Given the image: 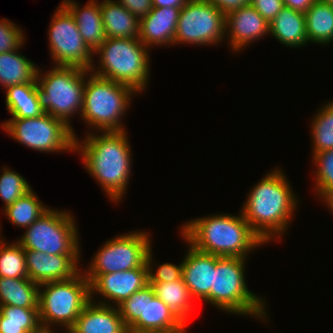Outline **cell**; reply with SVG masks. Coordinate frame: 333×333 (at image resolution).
Returning <instances> with one entry per match:
<instances>
[{
    "mask_svg": "<svg viewBox=\"0 0 333 333\" xmlns=\"http://www.w3.org/2000/svg\"><path fill=\"white\" fill-rule=\"evenodd\" d=\"M85 133L82 141L75 138V151L82 158L90 176L106 192L112 203L122 202L132 170V151L127 131ZM101 134V135H100Z\"/></svg>",
    "mask_w": 333,
    "mask_h": 333,
    "instance_id": "6da1fadb",
    "label": "cell"
},
{
    "mask_svg": "<svg viewBox=\"0 0 333 333\" xmlns=\"http://www.w3.org/2000/svg\"><path fill=\"white\" fill-rule=\"evenodd\" d=\"M284 171L274 168L254 184L242 209L252 230L267 243L281 240L294 218L299 200Z\"/></svg>",
    "mask_w": 333,
    "mask_h": 333,
    "instance_id": "7a4b0ae2",
    "label": "cell"
},
{
    "mask_svg": "<svg viewBox=\"0 0 333 333\" xmlns=\"http://www.w3.org/2000/svg\"><path fill=\"white\" fill-rule=\"evenodd\" d=\"M184 223L179 231L183 240L203 253L249 258L250 252L265 244L252 230L242 212L237 215L210 214Z\"/></svg>",
    "mask_w": 333,
    "mask_h": 333,
    "instance_id": "3957f363",
    "label": "cell"
},
{
    "mask_svg": "<svg viewBox=\"0 0 333 333\" xmlns=\"http://www.w3.org/2000/svg\"><path fill=\"white\" fill-rule=\"evenodd\" d=\"M246 259L249 258L216 256L213 287L204 302H209L224 313L250 316L268 323V304L263 297L251 292L246 284Z\"/></svg>",
    "mask_w": 333,
    "mask_h": 333,
    "instance_id": "277c9868",
    "label": "cell"
},
{
    "mask_svg": "<svg viewBox=\"0 0 333 333\" xmlns=\"http://www.w3.org/2000/svg\"><path fill=\"white\" fill-rule=\"evenodd\" d=\"M150 50L139 38H106L93 53L99 58L98 65L93 63L89 71L128 85L140 95L149 86Z\"/></svg>",
    "mask_w": 333,
    "mask_h": 333,
    "instance_id": "5b68a950",
    "label": "cell"
},
{
    "mask_svg": "<svg viewBox=\"0 0 333 333\" xmlns=\"http://www.w3.org/2000/svg\"><path fill=\"white\" fill-rule=\"evenodd\" d=\"M136 93L138 92L128 85L99 77L89 71L86 74L80 119L84 120L86 127L92 128L91 132L126 130L122 118Z\"/></svg>",
    "mask_w": 333,
    "mask_h": 333,
    "instance_id": "8992f818",
    "label": "cell"
},
{
    "mask_svg": "<svg viewBox=\"0 0 333 333\" xmlns=\"http://www.w3.org/2000/svg\"><path fill=\"white\" fill-rule=\"evenodd\" d=\"M88 72L75 66H53L45 74L38 67L36 74V93L41 108L71 127L75 138L70 118L75 113L81 115Z\"/></svg>",
    "mask_w": 333,
    "mask_h": 333,
    "instance_id": "52a82bcc",
    "label": "cell"
},
{
    "mask_svg": "<svg viewBox=\"0 0 333 333\" xmlns=\"http://www.w3.org/2000/svg\"><path fill=\"white\" fill-rule=\"evenodd\" d=\"M90 301V282L82 271L69 280L41 284L38 310L44 332H52L53 326L70 329Z\"/></svg>",
    "mask_w": 333,
    "mask_h": 333,
    "instance_id": "ba28073f",
    "label": "cell"
},
{
    "mask_svg": "<svg viewBox=\"0 0 333 333\" xmlns=\"http://www.w3.org/2000/svg\"><path fill=\"white\" fill-rule=\"evenodd\" d=\"M67 210L49 208L17 242L24 250L49 255H80L79 232L74 216Z\"/></svg>",
    "mask_w": 333,
    "mask_h": 333,
    "instance_id": "9c48e42d",
    "label": "cell"
},
{
    "mask_svg": "<svg viewBox=\"0 0 333 333\" xmlns=\"http://www.w3.org/2000/svg\"><path fill=\"white\" fill-rule=\"evenodd\" d=\"M1 128L15 142L39 152H74L75 136L72 128L61 119L44 113L33 118H10Z\"/></svg>",
    "mask_w": 333,
    "mask_h": 333,
    "instance_id": "30bf717a",
    "label": "cell"
},
{
    "mask_svg": "<svg viewBox=\"0 0 333 333\" xmlns=\"http://www.w3.org/2000/svg\"><path fill=\"white\" fill-rule=\"evenodd\" d=\"M226 15L207 0H188L180 9L174 45H217L225 40Z\"/></svg>",
    "mask_w": 333,
    "mask_h": 333,
    "instance_id": "8fae6325",
    "label": "cell"
},
{
    "mask_svg": "<svg viewBox=\"0 0 333 333\" xmlns=\"http://www.w3.org/2000/svg\"><path fill=\"white\" fill-rule=\"evenodd\" d=\"M148 231H131L107 240L89 262L83 274H107L138 268L146 263L152 248ZM86 270V271H85Z\"/></svg>",
    "mask_w": 333,
    "mask_h": 333,
    "instance_id": "7c38bea8",
    "label": "cell"
},
{
    "mask_svg": "<svg viewBox=\"0 0 333 333\" xmlns=\"http://www.w3.org/2000/svg\"><path fill=\"white\" fill-rule=\"evenodd\" d=\"M49 51L53 66H75L90 70L93 52L78 31L74 17L60 3L53 13L48 29Z\"/></svg>",
    "mask_w": 333,
    "mask_h": 333,
    "instance_id": "4fadbf2b",
    "label": "cell"
},
{
    "mask_svg": "<svg viewBox=\"0 0 333 333\" xmlns=\"http://www.w3.org/2000/svg\"><path fill=\"white\" fill-rule=\"evenodd\" d=\"M84 276L90 282L91 301L114 307L128 299L134 292L148 285L147 263L126 271L107 274H84ZM97 294L105 300H97L96 302L94 295L97 296Z\"/></svg>",
    "mask_w": 333,
    "mask_h": 333,
    "instance_id": "5bb4252c",
    "label": "cell"
},
{
    "mask_svg": "<svg viewBox=\"0 0 333 333\" xmlns=\"http://www.w3.org/2000/svg\"><path fill=\"white\" fill-rule=\"evenodd\" d=\"M225 41L232 52H241L250 43L269 34L270 24L250 4L226 14ZM228 35V36H227ZM255 41V42H254Z\"/></svg>",
    "mask_w": 333,
    "mask_h": 333,
    "instance_id": "9a60e30c",
    "label": "cell"
},
{
    "mask_svg": "<svg viewBox=\"0 0 333 333\" xmlns=\"http://www.w3.org/2000/svg\"><path fill=\"white\" fill-rule=\"evenodd\" d=\"M28 278L36 284L69 280L81 270V255H49L24 250Z\"/></svg>",
    "mask_w": 333,
    "mask_h": 333,
    "instance_id": "2e32d148",
    "label": "cell"
},
{
    "mask_svg": "<svg viewBox=\"0 0 333 333\" xmlns=\"http://www.w3.org/2000/svg\"><path fill=\"white\" fill-rule=\"evenodd\" d=\"M188 245L182 261V278L191 297L204 301L213 287V271L216 269V256L203 253Z\"/></svg>",
    "mask_w": 333,
    "mask_h": 333,
    "instance_id": "e0dca14e",
    "label": "cell"
},
{
    "mask_svg": "<svg viewBox=\"0 0 333 333\" xmlns=\"http://www.w3.org/2000/svg\"><path fill=\"white\" fill-rule=\"evenodd\" d=\"M180 8L153 7L139 26V40L149 49L154 46H173ZM154 45V46H153Z\"/></svg>",
    "mask_w": 333,
    "mask_h": 333,
    "instance_id": "ac0fdd59",
    "label": "cell"
},
{
    "mask_svg": "<svg viewBox=\"0 0 333 333\" xmlns=\"http://www.w3.org/2000/svg\"><path fill=\"white\" fill-rule=\"evenodd\" d=\"M74 333H129L117 307L90 301L73 326Z\"/></svg>",
    "mask_w": 333,
    "mask_h": 333,
    "instance_id": "d6986e66",
    "label": "cell"
},
{
    "mask_svg": "<svg viewBox=\"0 0 333 333\" xmlns=\"http://www.w3.org/2000/svg\"><path fill=\"white\" fill-rule=\"evenodd\" d=\"M61 4L74 17L80 35L94 53L107 38L99 1L89 0L84 7H80L74 0H62Z\"/></svg>",
    "mask_w": 333,
    "mask_h": 333,
    "instance_id": "ffe728a7",
    "label": "cell"
},
{
    "mask_svg": "<svg viewBox=\"0 0 333 333\" xmlns=\"http://www.w3.org/2000/svg\"><path fill=\"white\" fill-rule=\"evenodd\" d=\"M186 326L157 296L146 297L145 319H138L129 333H187Z\"/></svg>",
    "mask_w": 333,
    "mask_h": 333,
    "instance_id": "44dd1931",
    "label": "cell"
},
{
    "mask_svg": "<svg viewBox=\"0 0 333 333\" xmlns=\"http://www.w3.org/2000/svg\"><path fill=\"white\" fill-rule=\"evenodd\" d=\"M269 34L286 47L303 48L309 43L305 13L284 7L271 21Z\"/></svg>",
    "mask_w": 333,
    "mask_h": 333,
    "instance_id": "7402d4cb",
    "label": "cell"
},
{
    "mask_svg": "<svg viewBox=\"0 0 333 333\" xmlns=\"http://www.w3.org/2000/svg\"><path fill=\"white\" fill-rule=\"evenodd\" d=\"M107 38H139L140 20L116 0L99 1Z\"/></svg>",
    "mask_w": 333,
    "mask_h": 333,
    "instance_id": "603a6c76",
    "label": "cell"
},
{
    "mask_svg": "<svg viewBox=\"0 0 333 333\" xmlns=\"http://www.w3.org/2000/svg\"><path fill=\"white\" fill-rule=\"evenodd\" d=\"M18 50L0 54V85L4 90L10 86L32 83L36 79L39 66Z\"/></svg>",
    "mask_w": 333,
    "mask_h": 333,
    "instance_id": "cb8c5ba5",
    "label": "cell"
},
{
    "mask_svg": "<svg viewBox=\"0 0 333 333\" xmlns=\"http://www.w3.org/2000/svg\"><path fill=\"white\" fill-rule=\"evenodd\" d=\"M36 79L32 83L5 89V104L11 118H33L44 114L36 93Z\"/></svg>",
    "mask_w": 333,
    "mask_h": 333,
    "instance_id": "d4e9b609",
    "label": "cell"
},
{
    "mask_svg": "<svg viewBox=\"0 0 333 333\" xmlns=\"http://www.w3.org/2000/svg\"><path fill=\"white\" fill-rule=\"evenodd\" d=\"M154 294L161 299L175 315L187 326L193 311V298L184 283L183 278L173 282L148 283Z\"/></svg>",
    "mask_w": 333,
    "mask_h": 333,
    "instance_id": "484cf974",
    "label": "cell"
},
{
    "mask_svg": "<svg viewBox=\"0 0 333 333\" xmlns=\"http://www.w3.org/2000/svg\"><path fill=\"white\" fill-rule=\"evenodd\" d=\"M39 287L29 278L0 277V306L38 308Z\"/></svg>",
    "mask_w": 333,
    "mask_h": 333,
    "instance_id": "4316f807",
    "label": "cell"
},
{
    "mask_svg": "<svg viewBox=\"0 0 333 333\" xmlns=\"http://www.w3.org/2000/svg\"><path fill=\"white\" fill-rule=\"evenodd\" d=\"M308 41L326 45L333 42V6L316 0L305 13Z\"/></svg>",
    "mask_w": 333,
    "mask_h": 333,
    "instance_id": "83f0119b",
    "label": "cell"
},
{
    "mask_svg": "<svg viewBox=\"0 0 333 333\" xmlns=\"http://www.w3.org/2000/svg\"><path fill=\"white\" fill-rule=\"evenodd\" d=\"M0 333H45L38 308L0 306Z\"/></svg>",
    "mask_w": 333,
    "mask_h": 333,
    "instance_id": "f1b7e54d",
    "label": "cell"
},
{
    "mask_svg": "<svg viewBox=\"0 0 333 333\" xmlns=\"http://www.w3.org/2000/svg\"><path fill=\"white\" fill-rule=\"evenodd\" d=\"M49 207L39 200L36 193L31 189L13 204L3 208V215L18 228L31 226Z\"/></svg>",
    "mask_w": 333,
    "mask_h": 333,
    "instance_id": "f546056e",
    "label": "cell"
},
{
    "mask_svg": "<svg viewBox=\"0 0 333 333\" xmlns=\"http://www.w3.org/2000/svg\"><path fill=\"white\" fill-rule=\"evenodd\" d=\"M312 156L315 153L333 149V99L323 104L312 117Z\"/></svg>",
    "mask_w": 333,
    "mask_h": 333,
    "instance_id": "4dcf8cb0",
    "label": "cell"
},
{
    "mask_svg": "<svg viewBox=\"0 0 333 333\" xmlns=\"http://www.w3.org/2000/svg\"><path fill=\"white\" fill-rule=\"evenodd\" d=\"M0 240V277L28 278L26 258L23 247L15 242Z\"/></svg>",
    "mask_w": 333,
    "mask_h": 333,
    "instance_id": "1f68e13d",
    "label": "cell"
},
{
    "mask_svg": "<svg viewBox=\"0 0 333 333\" xmlns=\"http://www.w3.org/2000/svg\"><path fill=\"white\" fill-rule=\"evenodd\" d=\"M6 167H2L0 175V199L4 202V208L13 204L32 188L21 174Z\"/></svg>",
    "mask_w": 333,
    "mask_h": 333,
    "instance_id": "d6a6232c",
    "label": "cell"
},
{
    "mask_svg": "<svg viewBox=\"0 0 333 333\" xmlns=\"http://www.w3.org/2000/svg\"><path fill=\"white\" fill-rule=\"evenodd\" d=\"M312 163L316 170L315 175V195L321 199L328 191L333 190V149L315 153ZM316 173V174H315Z\"/></svg>",
    "mask_w": 333,
    "mask_h": 333,
    "instance_id": "836d02e7",
    "label": "cell"
},
{
    "mask_svg": "<svg viewBox=\"0 0 333 333\" xmlns=\"http://www.w3.org/2000/svg\"><path fill=\"white\" fill-rule=\"evenodd\" d=\"M150 284L134 292L117 306L124 324L129 329L138 319H145L146 297H155Z\"/></svg>",
    "mask_w": 333,
    "mask_h": 333,
    "instance_id": "e575fe53",
    "label": "cell"
},
{
    "mask_svg": "<svg viewBox=\"0 0 333 333\" xmlns=\"http://www.w3.org/2000/svg\"><path fill=\"white\" fill-rule=\"evenodd\" d=\"M152 251L153 249L151 248L146 259L148 268V283L173 282L182 277V263L177 265L169 262L162 263L161 265L154 264ZM155 265H157V269L154 268Z\"/></svg>",
    "mask_w": 333,
    "mask_h": 333,
    "instance_id": "d590c367",
    "label": "cell"
},
{
    "mask_svg": "<svg viewBox=\"0 0 333 333\" xmlns=\"http://www.w3.org/2000/svg\"><path fill=\"white\" fill-rule=\"evenodd\" d=\"M21 27L8 18L0 19V54L3 52L22 49L26 36Z\"/></svg>",
    "mask_w": 333,
    "mask_h": 333,
    "instance_id": "8d00e7d4",
    "label": "cell"
},
{
    "mask_svg": "<svg viewBox=\"0 0 333 333\" xmlns=\"http://www.w3.org/2000/svg\"><path fill=\"white\" fill-rule=\"evenodd\" d=\"M249 4L270 24L284 8L283 0H250Z\"/></svg>",
    "mask_w": 333,
    "mask_h": 333,
    "instance_id": "74e56055",
    "label": "cell"
},
{
    "mask_svg": "<svg viewBox=\"0 0 333 333\" xmlns=\"http://www.w3.org/2000/svg\"><path fill=\"white\" fill-rule=\"evenodd\" d=\"M139 20L145 17L153 8L152 0H116Z\"/></svg>",
    "mask_w": 333,
    "mask_h": 333,
    "instance_id": "f35d334b",
    "label": "cell"
},
{
    "mask_svg": "<svg viewBox=\"0 0 333 333\" xmlns=\"http://www.w3.org/2000/svg\"><path fill=\"white\" fill-rule=\"evenodd\" d=\"M218 9H220L225 15L234 9H238L241 6L249 4L250 0H207Z\"/></svg>",
    "mask_w": 333,
    "mask_h": 333,
    "instance_id": "ab89813d",
    "label": "cell"
},
{
    "mask_svg": "<svg viewBox=\"0 0 333 333\" xmlns=\"http://www.w3.org/2000/svg\"><path fill=\"white\" fill-rule=\"evenodd\" d=\"M316 0H283L284 7L306 13Z\"/></svg>",
    "mask_w": 333,
    "mask_h": 333,
    "instance_id": "60d3db41",
    "label": "cell"
},
{
    "mask_svg": "<svg viewBox=\"0 0 333 333\" xmlns=\"http://www.w3.org/2000/svg\"><path fill=\"white\" fill-rule=\"evenodd\" d=\"M188 0H152L153 7L182 8Z\"/></svg>",
    "mask_w": 333,
    "mask_h": 333,
    "instance_id": "b9f144b4",
    "label": "cell"
},
{
    "mask_svg": "<svg viewBox=\"0 0 333 333\" xmlns=\"http://www.w3.org/2000/svg\"><path fill=\"white\" fill-rule=\"evenodd\" d=\"M320 200L324 202L333 215V190L328 191Z\"/></svg>",
    "mask_w": 333,
    "mask_h": 333,
    "instance_id": "7bdbcfd3",
    "label": "cell"
},
{
    "mask_svg": "<svg viewBox=\"0 0 333 333\" xmlns=\"http://www.w3.org/2000/svg\"><path fill=\"white\" fill-rule=\"evenodd\" d=\"M321 1H323L325 3H329L330 5L333 6V0H321Z\"/></svg>",
    "mask_w": 333,
    "mask_h": 333,
    "instance_id": "ee69618b",
    "label": "cell"
},
{
    "mask_svg": "<svg viewBox=\"0 0 333 333\" xmlns=\"http://www.w3.org/2000/svg\"><path fill=\"white\" fill-rule=\"evenodd\" d=\"M50 333H56L54 330L52 331V332H50ZM65 333H74L72 330H70V329H67V331L65 332Z\"/></svg>",
    "mask_w": 333,
    "mask_h": 333,
    "instance_id": "f6af8a7d",
    "label": "cell"
}]
</instances>
